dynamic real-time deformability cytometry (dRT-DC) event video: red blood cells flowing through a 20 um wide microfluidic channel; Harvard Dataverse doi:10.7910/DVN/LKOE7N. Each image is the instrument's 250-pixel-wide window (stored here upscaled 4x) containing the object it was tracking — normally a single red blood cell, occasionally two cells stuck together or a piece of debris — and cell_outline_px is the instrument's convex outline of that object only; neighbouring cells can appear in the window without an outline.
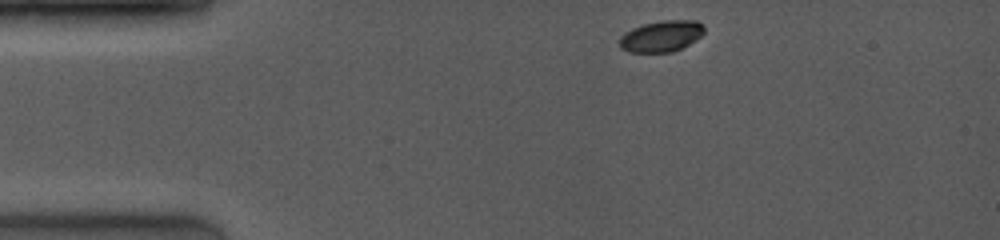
{"species": "common noctule bat (a hibernating species)", "species_latin": "Nyctalus noctula", "temperature_condition": "room temperature", "stored_images_in_passage": 27, "camera_frame_rate_fps": 4000, "um_per_image_px": 0.085, "animal": {"sex": "female", "body_mass_g": 19.0, "forearm_length_mm": 53.3}, "frame": {"image": 1, "passage_image": 1, "time_ms": 0.0, "image_size_px": [1000, 240], "cell_outline_px": [[704, 32], [696, 40], [672, 52], [628, 52], [620, 48], [620, 36], [624, 32], [632, 28], [644, 24], [664, 20], [696, 20], [704, 24]], "centroid_in_image_um": [56.21, 3.07], "position_along_channel_um": 28.8, "area_um2": 15.43}}
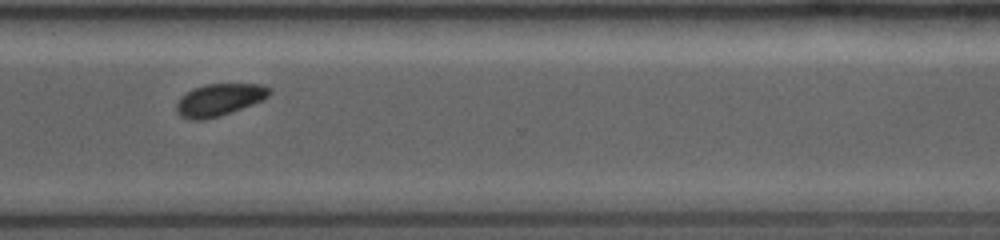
{"frame": {"image": 2, "passage_image": 20, "time_ms": 9.25, "image_size_px": [1000, 240], "cell_outline_px": [[272, 92], [268, 96], [252, 104], [220, 116], [204, 120], [188, 120], [180, 116], [176, 112], [176, 104], [180, 96], [192, 88], [204, 84], [264, 84], [272, 88]], "centroid_in_image_um": [18.6, 8.48], "position_along_channel_um": 352.0, "area_um2": 17.63}}
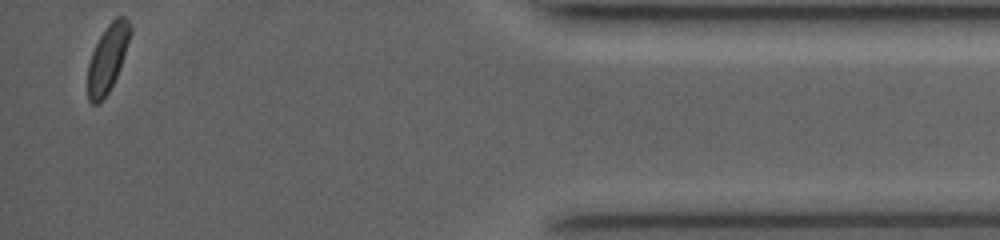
{"frame": {"image": 3, "passage_image": 27, "time_ms": 12.25, "image_size_px": [1000, 240], "cell_outline_px": [[132, 32], [116, 76], [108, 92], [96, 104], [92, 104], [88, 100], [88, 64], [92, 52], [100, 36], [108, 24], [116, 16], [124, 16], [128, 20], [132, 28]], "centroid_in_image_um": [9.15, 4.91], "position_along_channel_um": 426.1, "area_um2": 16.3}, "authors_computed_cell_mechanics": {"area_um2": 17.34, "velocity_mm_per_s": 4.1316, "shape_relaxation_time_tau1_ms": 1.3038, "shape_relaxation_time_tau2_ms": null, "deformation_change_tau1": 0.0668, "deformation_change_tau2": null}}